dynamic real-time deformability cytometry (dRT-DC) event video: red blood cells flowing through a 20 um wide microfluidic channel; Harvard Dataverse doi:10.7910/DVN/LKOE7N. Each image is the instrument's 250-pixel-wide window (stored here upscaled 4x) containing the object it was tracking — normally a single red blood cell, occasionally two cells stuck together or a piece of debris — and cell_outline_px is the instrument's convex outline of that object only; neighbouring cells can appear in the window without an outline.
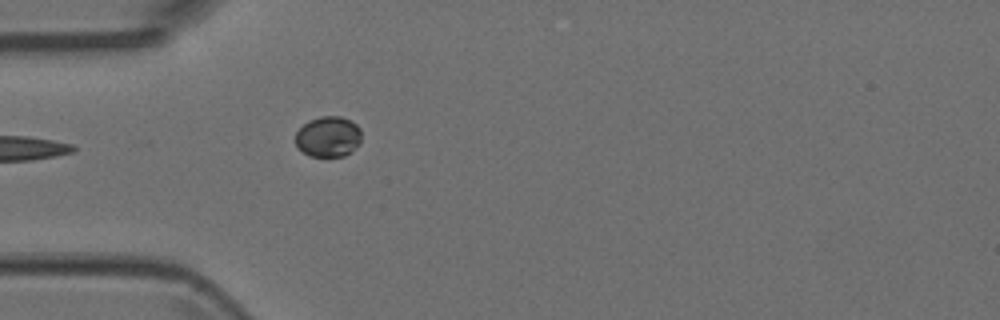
{"species": "Egyptian fruit bat (a non-hibernating species)", "species_latin": "Rousettus aegyptiacus", "temperature_condition": "room temperature", "stored_images_in_passage": 5, "camera_frame_rate_fps": 3000, "um_per_image_px": 0.085, "animal": {"sex": "female"}, "frame": {"image": 1, "passage_image": 5, "time_ms": 1.333, "image_size_px": [1000, 320], "cell_outline_px": [[360, 144], [352, 152], [344, 156], [312, 156], [304, 152], [296, 144], [296, 132], [308, 120], [320, 116], [340, 116], [352, 120], [360, 128]], "centroid_in_image_um": [27.93, 11.6], "position_along_channel_um": 57.1, "area_um2": 15.66}}